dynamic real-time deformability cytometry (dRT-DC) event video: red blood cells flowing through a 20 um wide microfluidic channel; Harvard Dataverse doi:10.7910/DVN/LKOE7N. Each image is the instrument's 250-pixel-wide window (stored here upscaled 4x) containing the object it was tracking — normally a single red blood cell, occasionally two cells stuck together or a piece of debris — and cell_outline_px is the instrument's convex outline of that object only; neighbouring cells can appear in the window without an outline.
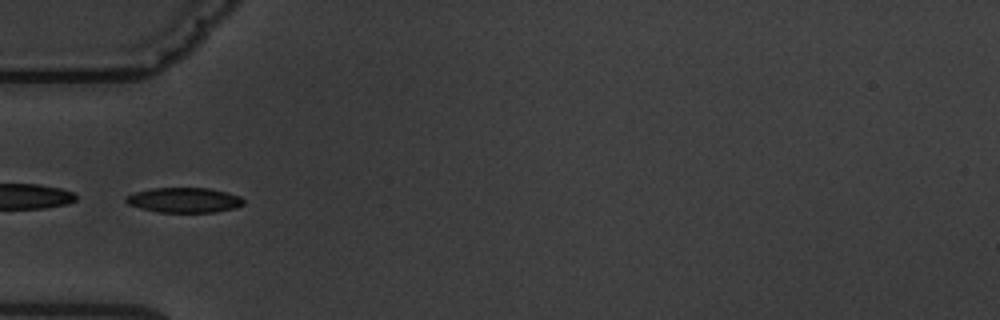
{"species": "common noctule bat (a hibernating species)", "species_latin": "Nyctalus noctula", "temperature_condition": "warm", "stored_images_in_passage": 9, "segment_of_instrument_passage": [2, 2], "camera_frame_rate_fps": 3000, "um_per_image_px": 0.085, "animal": {"sex": "male", "body_mass_g": 19.5, "forearm_length_mm": 54.6}, "frame": {"image": 1, "passage_image": 6, "time_ms": 5.667, "image_size_px": [1000, 320], "cell_outline_px": [[244, 204], [236, 208], [216, 212], [160, 212], [140, 208], [128, 204], [124, 200], [124, 196], [136, 192], [152, 188], [208, 188], [228, 192], [240, 196], [244, 200]], "centroid_in_image_um": [15.67, 17.0], "position_along_channel_um": 69.3, "area_um2": 17.22}}
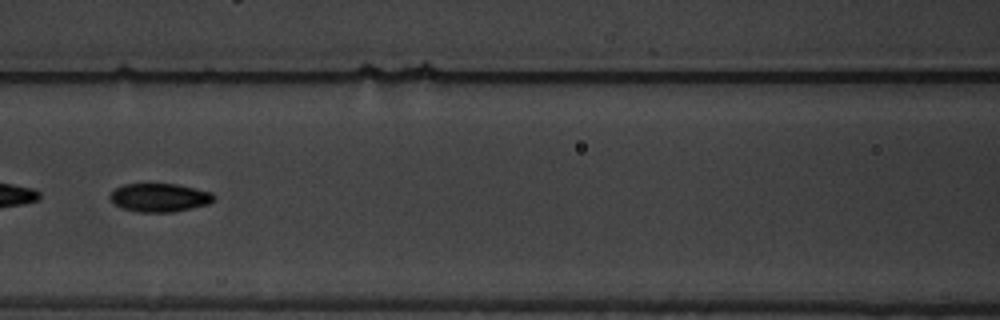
{"frame": {"image": 2, "passage_image": 8, "time_ms": 8.0, "image_size_px": [1000, 320], "cell_outline_px": [[216, 196], [208, 204], [172, 212], [136, 212], [120, 208], [108, 196], [116, 188], [124, 184], [176, 184], [196, 188], [212, 192]], "centroid_in_image_um": [13.55, 16.79], "position_along_channel_um": 153.0, "area_um2": 17.17}}